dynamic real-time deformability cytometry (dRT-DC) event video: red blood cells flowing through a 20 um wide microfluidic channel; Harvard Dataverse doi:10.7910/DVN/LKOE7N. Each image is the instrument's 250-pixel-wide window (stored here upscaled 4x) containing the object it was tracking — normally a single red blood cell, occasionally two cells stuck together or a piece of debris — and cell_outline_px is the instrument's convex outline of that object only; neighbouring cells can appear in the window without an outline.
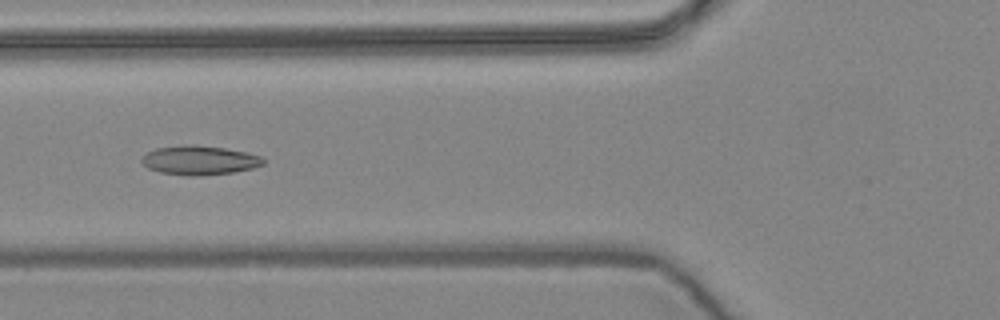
{"species": "common noctule bat (a hibernating species)", "species_latin": "Nyctalus noctula", "temperature_condition": "warm", "stored_images_in_passage": 8, "camera_frame_rate_fps": 3000, "um_per_image_px": 0.085, "animal": {"sex": "female", "body_mass_g": 24.6, "forearm_length_mm": 56.2}, "frame": {"image": 1, "passage_image": 6, "time_ms": 1.667, "image_size_px": [1000, 320], "cell_outline_px": [[264, 164], [252, 168], [232, 172], [200, 176], [188, 176], [160, 172], [148, 168], [140, 160], [148, 152], [156, 148], [184, 144], [196, 144], [224, 148], [244, 152], [260, 156], [264, 160]], "centroid_in_image_um": [16.93, 13.62], "position_along_channel_um": 108.9, "area_um2": 20.58}}
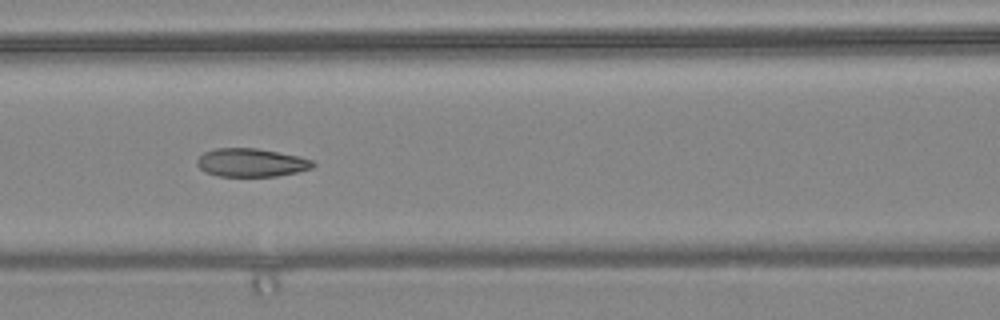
{"frame": {"image": 2, "passage_image": 7, "time_ms": 2.0, "image_size_px": [1000, 320], "cell_outline_px": [[316, 164], [312, 168], [296, 172], [276, 176], [220, 176], [204, 172], [196, 164], [196, 160], [204, 152], [216, 148], [256, 148], [300, 156], [312, 160]], "centroid_in_image_um": [21.35, 13.82], "position_along_channel_um": 145.3, "area_um2": 19.13}}
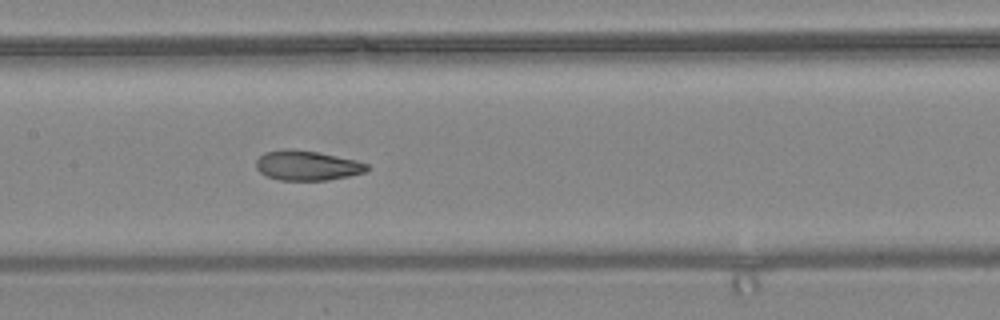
{"frame": {"image": 3, "passage_image": 8, "time_ms": 2.333, "image_size_px": [1000, 320], "cell_outline_px": [[368, 172], [328, 180], [280, 180], [268, 176], [260, 172], [256, 168], [256, 160], [264, 152], [284, 148], [288, 148], [316, 152], [356, 160], [368, 164]], "centroid_in_image_um": [26.1, 14.06], "position_along_channel_um": 181.3, "area_um2": 19.25}}